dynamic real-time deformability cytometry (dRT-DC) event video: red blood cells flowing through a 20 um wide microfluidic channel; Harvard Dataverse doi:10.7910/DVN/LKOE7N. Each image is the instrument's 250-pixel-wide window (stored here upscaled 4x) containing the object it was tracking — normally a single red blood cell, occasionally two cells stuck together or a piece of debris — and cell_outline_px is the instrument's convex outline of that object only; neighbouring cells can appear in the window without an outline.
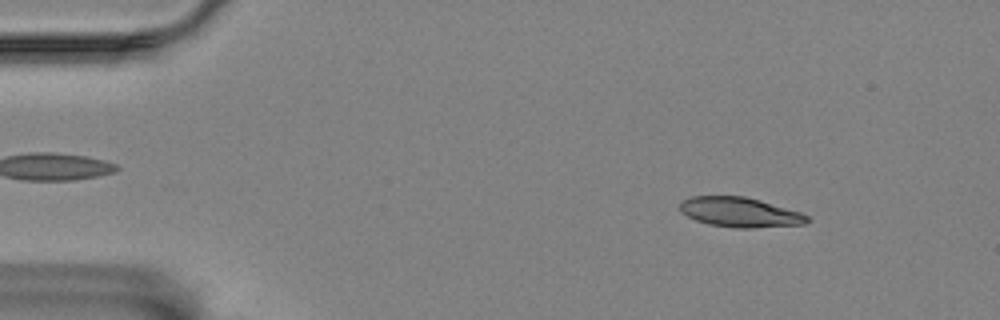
{"species": "Egyptian fruit bat (a non-hibernating species)", "species_latin": "Rousettus aegyptiacus", "temperature_condition": "room temperature", "stored_images_in_passage": 58, "camera_frame_rate_fps": 3000, "um_per_image_px": 0.085, "animal": {"sex": "female"}, "frame": {"image": 1, "passage_image": 8, "time_ms": 2.333, "image_size_px": [1000, 320], "cell_outline_px": [[812, 220], [804, 224], [752, 228], [732, 228], [708, 224], [696, 220], [680, 212], [680, 200], [692, 196], [744, 196], [760, 200], [800, 212], [808, 216]], "centroid_in_image_um": [62.88, 18.04], "position_along_channel_um": 22.1, "area_um2": 22.2}}
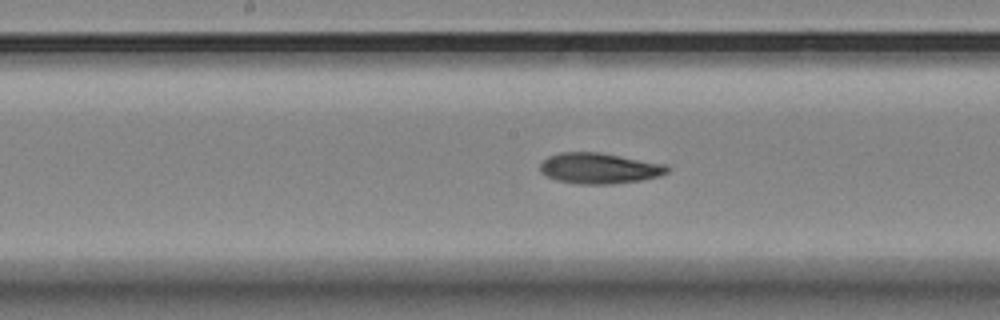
{"frame": {"image": 2, "passage_image": 30, "time_ms": 9.667, "image_size_px": [1000, 320], "cell_outline_px": [[668, 172], [660, 176], [640, 180], [612, 184], [580, 184], [556, 180], [540, 172], [540, 164], [548, 156], [560, 152], [600, 152], [668, 164]], "centroid_in_image_um": [50.95, 14.29], "position_along_channel_um": 197.2, "area_um2": 22.89}}
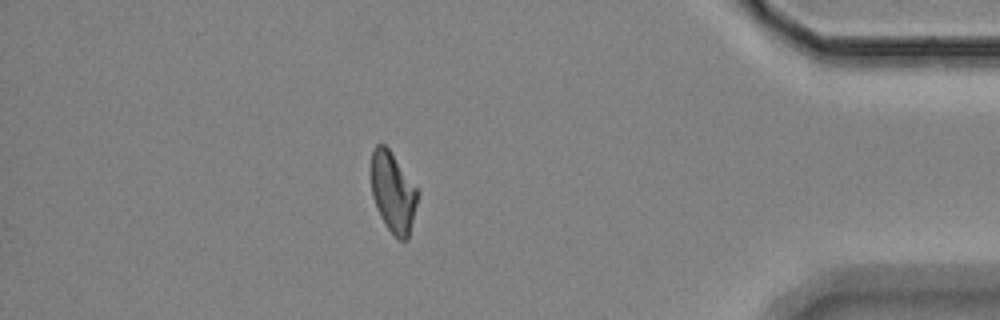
{"frame": {"image": 3, "passage_image": 51, "time_ms": 16.667, "image_size_px": [1000, 320], "cell_outline_px": [[420, 192], [408, 240], [400, 240], [388, 228], [380, 216], [376, 208], [372, 196], [368, 172], [372, 152], [376, 144], [384, 144], [388, 148]], "centroid_in_image_um": [33.37, 16.32], "position_along_channel_um": 401.8, "area_um2": 22.2}, "authors_computed_cell_mechanics": {"area_um2": 22.7154, "velocity_mm_per_s": 3.4573, "shape_relaxation_time_tau1_ms": 9.8699, "shape_relaxation_time_tau2_ms": 5.0692, "deformation_change_tau1": 0.207, "deformation_change_tau2": 0.1155}}